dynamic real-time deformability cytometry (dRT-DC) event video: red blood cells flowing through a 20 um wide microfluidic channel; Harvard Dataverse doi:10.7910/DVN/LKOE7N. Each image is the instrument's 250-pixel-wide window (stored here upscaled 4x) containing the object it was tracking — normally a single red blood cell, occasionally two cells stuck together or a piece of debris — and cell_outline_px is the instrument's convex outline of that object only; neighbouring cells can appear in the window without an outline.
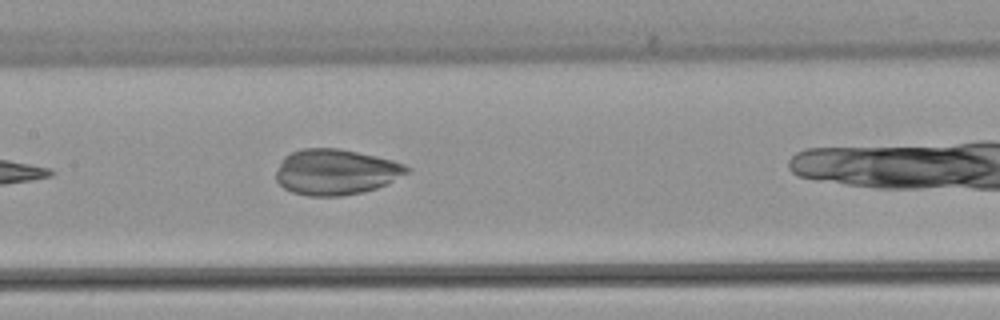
{"species": "common noctule bat (a hibernating species)", "species_latin": "Nyctalus noctula", "temperature_condition": "warm", "stored_images_in_passage": 6, "camera_frame_rate_fps": 3000, "um_per_image_px": 0.085, "animal": {"sex": "female", "body_mass_g": 22.7, "forearm_length_mm": 54.2}, "frame": {"image": 1, "passage_image": 6, "time_ms": 1.667, "image_size_px": [1000, 320], "cell_outline_px": [[412, 168], [408, 172], [376, 188], [364, 192], [340, 196], [308, 196], [292, 192], [284, 188], [276, 180], [276, 172], [284, 156], [300, 148], [340, 148], [376, 156], [392, 160], [404, 164]], "centroid_in_image_um": [28.52, 14.61], "position_along_channel_um": 178.9, "area_um2": 34.74}}